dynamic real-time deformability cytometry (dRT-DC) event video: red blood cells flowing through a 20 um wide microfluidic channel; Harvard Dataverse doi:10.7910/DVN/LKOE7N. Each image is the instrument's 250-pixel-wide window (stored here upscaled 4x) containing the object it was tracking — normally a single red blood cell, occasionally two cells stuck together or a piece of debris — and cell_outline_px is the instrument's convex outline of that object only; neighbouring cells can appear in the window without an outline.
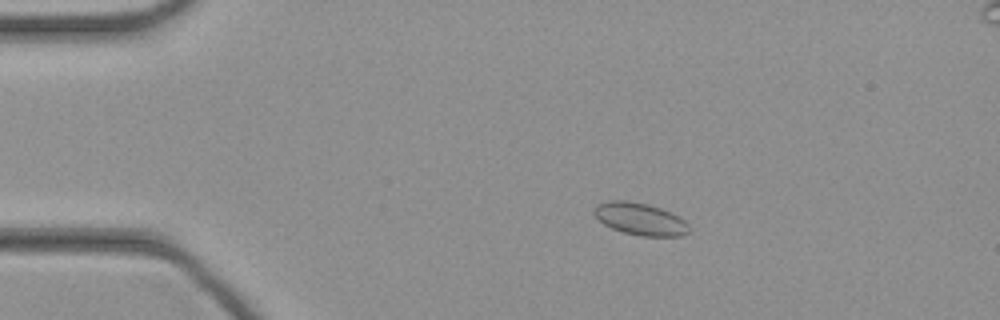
{"species": "common noctule bat (a hibernating species)", "species_latin": "Nyctalus noctula", "temperature_condition": "cold", "stored_images_in_passage": 46, "camera_frame_rate_fps": 3000, "um_per_image_px": 0.085, "animal": {"sex": "female", "body_mass_g": 21.9}, "frame": {"image": 1, "passage_image": 9, "time_ms": 2.667, "image_size_px": [1000, 320], "cell_outline_px": [[692, 228], [684, 236], [640, 236], [624, 232], [612, 228], [604, 224], [592, 212], [596, 204], [608, 200], [628, 200], [648, 204], [660, 208], [680, 216]], "centroid_in_image_um": [54.43, 18.6], "position_along_channel_um": 30.6, "area_um2": 18.03}}
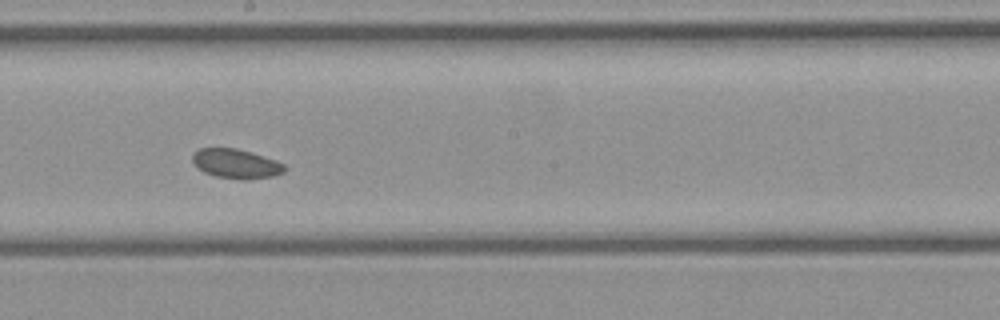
{"frame": {"image": 2, "passage_image": 26, "time_ms": 8.333, "image_size_px": [1000, 320], "cell_outline_px": [[288, 168], [284, 172], [272, 176], [244, 180], [240, 180], [216, 176], [204, 172], [192, 160], [192, 156], [200, 148], [236, 148], [252, 152], [276, 160], [284, 164]], "centroid_in_image_um": [20.11, 13.92], "position_along_channel_um": 228.1, "area_um2": 15.72}}
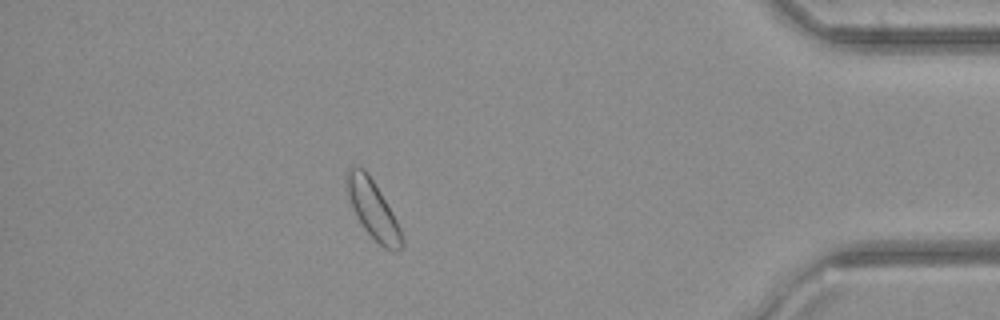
{"frame": {"image": 3, "passage_image": 41, "time_ms": 13.333, "image_size_px": [1000, 320], "cell_outline_px": [[404, 244], [396, 252], [384, 248], [364, 228], [356, 216], [344, 188], [344, 176], [348, 168], [352, 164], [364, 168], [368, 172], [392, 212], [400, 228], [404, 240]], "centroid_in_image_um": [31.64, 17.73], "position_along_channel_um": 403.6, "area_um2": 18.9}}